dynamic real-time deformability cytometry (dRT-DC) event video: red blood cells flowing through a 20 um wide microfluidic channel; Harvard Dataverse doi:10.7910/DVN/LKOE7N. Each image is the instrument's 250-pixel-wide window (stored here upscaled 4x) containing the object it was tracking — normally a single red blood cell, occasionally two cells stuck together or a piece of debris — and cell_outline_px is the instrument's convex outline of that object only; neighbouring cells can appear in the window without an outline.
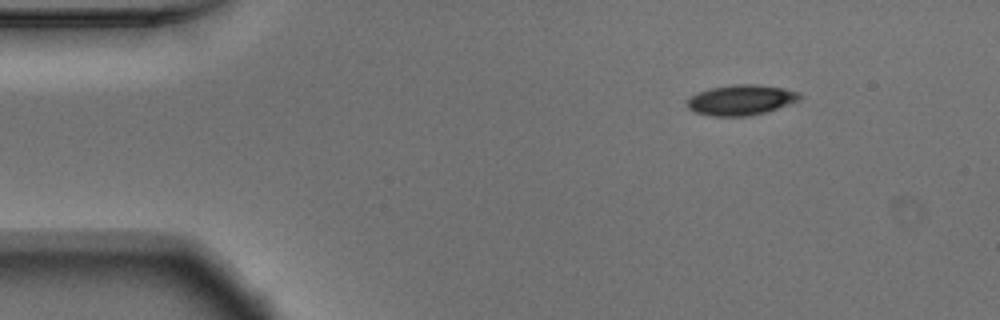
{"species": "Egyptian fruit bat (a non-hibernating species)", "species_latin": "Rousettus aegyptiacus", "temperature_condition": "warm", "stored_images_in_passage": 47, "camera_frame_rate_fps": 3000, "um_per_image_px": 0.085, "animal": {"sex": "male"}, "frame": {"image": 1, "passage_image": 1, "time_ms": 0.0, "image_size_px": [1000, 320], "cell_outline_px": [[800, 100], [764, 112], [748, 116], [712, 116], [696, 112], [688, 108], [688, 96], [696, 92], [712, 88], [732, 84], [756, 84], [784, 88], [800, 92]], "centroid_in_image_um": [62.97, 8.48], "position_along_channel_um": 22.0, "area_um2": 19.83}}
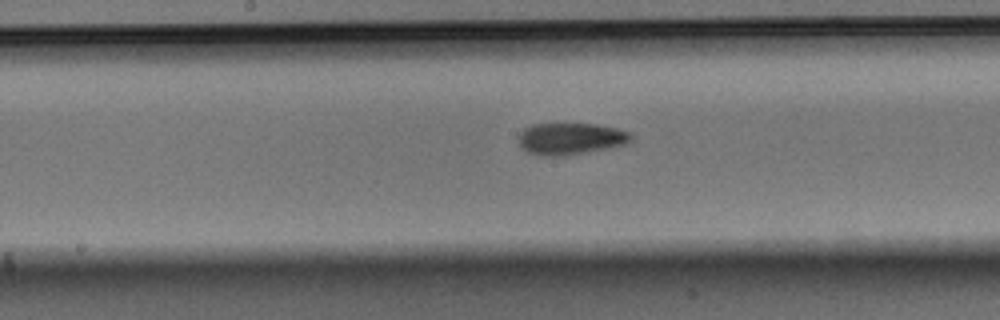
{"frame": {"image": 2, "passage_image": 21, "time_ms": 6.667, "image_size_px": [1000, 320], "cell_outline_px": [[632, 140], [624, 144], [612, 148], [584, 152], [552, 156], [540, 156], [528, 152], [520, 144], [520, 132], [524, 128], [532, 124], [596, 124], [616, 128], [632, 132]], "centroid_in_image_um": [48.54, 11.78], "position_along_channel_um": 199.7, "area_um2": 20.63}}
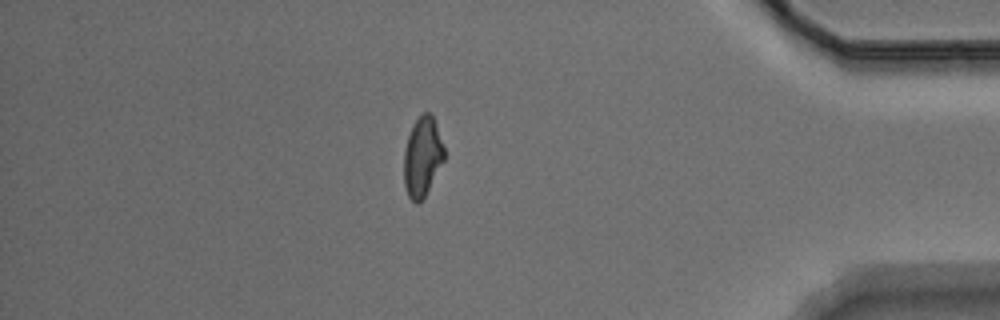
{"frame": {"image": 3, "passage_image": 40, "time_ms": 13.0, "image_size_px": [1000, 320], "cell_outline_px": [[444, 160], [424, 196], [416, 204], [408, 196], [404, 184], [404, 152], [408, 136], [412, 124], [424, 112], [428, 112], [432, 116], [436, 124], [444, 148]], "centroid_in_image_um": [35.89, 13.31], "position_along_channel_um": 399.3, "area_um2": 18.32}, "authors_computed_cell_mechanics": {"area_um2": 19.7676, "velocity_mm_per_s": 3.7514, "shape_relaxation_time_tau1_ms": 5.26, "shape_relaxation_time_tau2_ms": 3.752, "deformation_change_tau1": 0.1459, "deformation_change_tau2": 0.105}}